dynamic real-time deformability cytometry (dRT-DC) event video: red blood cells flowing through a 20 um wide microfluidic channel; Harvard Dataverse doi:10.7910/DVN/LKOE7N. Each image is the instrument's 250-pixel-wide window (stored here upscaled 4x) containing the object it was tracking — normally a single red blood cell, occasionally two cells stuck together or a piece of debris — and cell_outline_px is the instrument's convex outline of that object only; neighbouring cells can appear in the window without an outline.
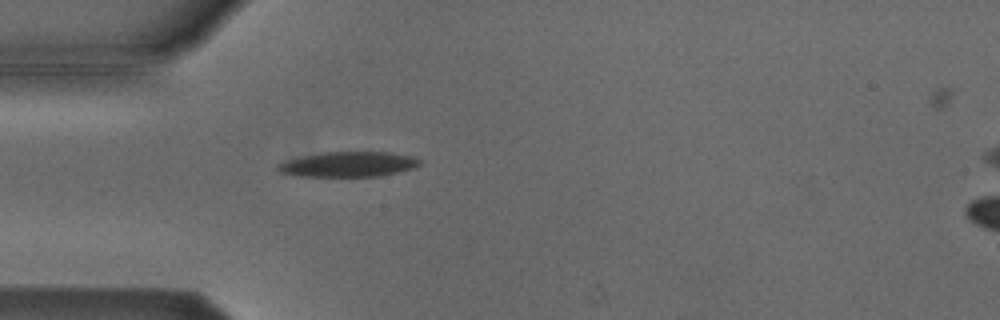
{"species": "Egyptian fruit bat (a non-hibernating species)", "species_latin": "Rousettus aegyptiacus", "temperature_condition": "cold", "stored_images_in_passage": 5, "camera_frame_rate_fps": 3000, "um_per_image_px": 0.085, "animal": {"sex": "male"}, "frame": {"image": 1, "passage_image": 4, "time_ms": 1.0, "image_size_px": [1000, 320], "cell_outline_px": [[420, 164], [412, 168], [380, 176], [300, 176], [280, 172], [276, 168], [280, 164], [288, 160], [304, 156], [324, 152], [392, 152], [412, 156], [420, 160]], "centroid_in_image_um": [29.64, 13.96], "position_along_channel_um": 55.4, "area_um2": 20.4}}